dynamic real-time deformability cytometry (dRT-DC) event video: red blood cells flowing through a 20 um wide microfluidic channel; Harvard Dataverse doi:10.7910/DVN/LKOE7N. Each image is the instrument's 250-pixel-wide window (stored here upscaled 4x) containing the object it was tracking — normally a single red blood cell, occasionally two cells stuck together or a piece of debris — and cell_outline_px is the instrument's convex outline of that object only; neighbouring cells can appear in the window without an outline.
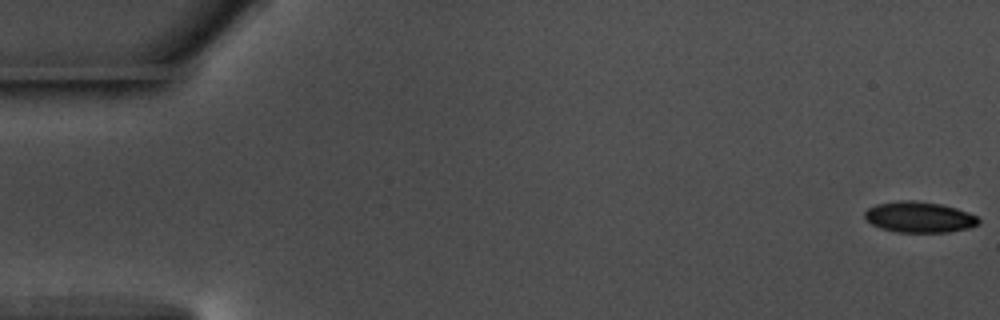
{"species": "common noctule bat (a hibernating species)", "species_latin": "Nyctalus noctula", "temperature_condition": "warm", "stored_images_in_passage": 57, "camera_frame_rate_fps": 3000, "um_per_image_px": 0.085, "animal": {"sex": "male", "body_mass_g": 17.5, "forearm_length_mm": 52.3}, "frame": {"image": 1, "passage_image": 1, "time_ms": 0.0, "image_size_px": [1000, 320], "cell_outline_px": [[980, 224], [968, 228], [948, 232], [896, 232], [880, 228], [872, 224], [864, 216], [864, 212], [868, 208], [876, 204], [900, 200], [916, 200], [940, 204], [956, 208], [968, 212], [976, 216], [980, 220]], "centroid_in_image_um": [78.14, 18.45], "position_along_channel_um": 6.9, "area_um2": 20.52}}
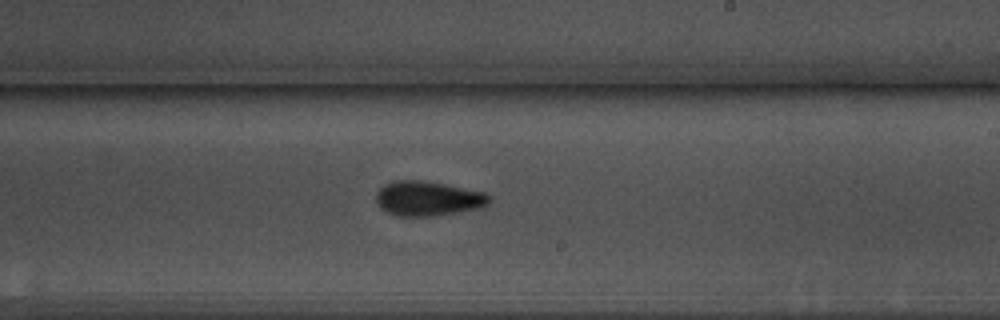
{"frame": {"image": 2, "passage_image": 34, "time_ms": 11.0, "image_size_px": [1000, 320], "cell_outline_px": [[492, 200], [488, 204], [480, 208], [460, 212], [432, 216], [396, 216], [384, 212], [380, 208], [376, 200], [376, 192], [384, 184], [396, 180], [420, 180], [444, 184], [484, 192]], "centroid_in_image_um": [36.34, 16.88], "position_along_channel_um": 252.7, "area_um2": 23.0}}
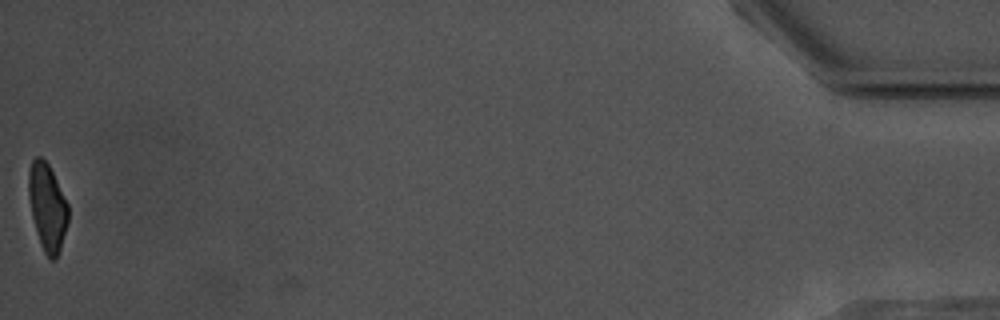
{"frame": {"image": 3, "passage_image": 57, "time_ms": 18.667, "image_size_px": [1000, 320], "cell_outline_px": [[68, 220], [60, 248], [56, 260], [48, 260], [40, 244], [32, 216], [28, 196], [28, 172], [32, 160], [36, 156], [40, 156], [48, 164], [68, 204]], "centroid_in_image_um": [4.0, 17.61], "position_along_channel_um": 431.2, "area_um2": 20.0}, "authors_computed_cell_mechanics": {"area_um2": 21.675, "velocity_mm_per_s": 3.6352, "shape_relaxation_time_tau1_ms": 4.6981, "shape_relaxation_time_tau2_ms": 3.1691, "deformation_change_tau1": 0.1454, "deformation_change_tau2": 0.1001}}